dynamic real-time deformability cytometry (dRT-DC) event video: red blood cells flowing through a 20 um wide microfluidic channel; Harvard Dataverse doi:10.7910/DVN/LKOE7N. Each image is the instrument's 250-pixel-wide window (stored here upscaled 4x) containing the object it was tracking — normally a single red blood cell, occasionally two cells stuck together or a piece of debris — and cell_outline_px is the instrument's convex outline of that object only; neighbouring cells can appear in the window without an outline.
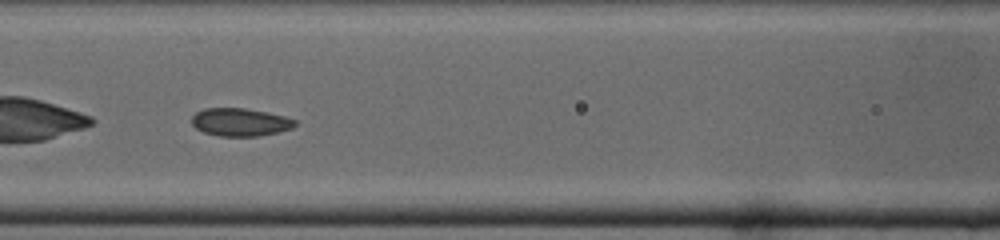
{"species": "common noctule bat (a hibernating species)", "species_latin": "Nyctalus noctula", "temperature_condition": "cold", "stored_images_in_passage": 42, "camera_frame_rate_fps": 3000, "um_per_image_px": 0.085, "animal": {"sex": "male", "body_mass_g": 19.0, "forearm_length_mm": 50.8}, "frame": {"image": 1, "passage_image": 17, "time_ms": 5.333, "image_size_px": [1000, 240], "cell_outline_px": [[296, 124], [288, 128], [276, 132], [256, 136], [220, 136], [204, 132], [196, 128], [192, 124], [192, 116], [196, 112], [208, 108], [240, 108], [264, 112], [284, 116], [296, 120]], "centroid_in_image_um": [20.36, 10.38], "position_along_channel_um": 146.2, "area_um2": 16.36}}
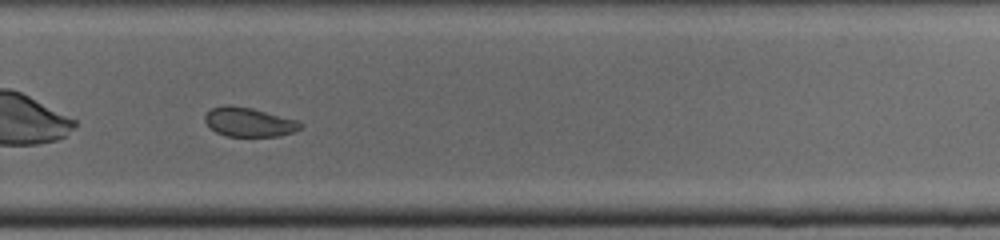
{"frame": {"image": 2, "passage_image": 27, "time_ms": 8.667, "image_size_px": [1000, 240], "cell_outline_px": [[300, 128], [292, 132], [276, 136], [228, 136], [216, 132], [204, 120], [204, 116], [212, 108], [248, 108], [296, 120], [300, 124]], "centroid_in_image_um": [21.16, 10.43], "position_along_channel_um": 308.6, "area_um2": 15.09}}
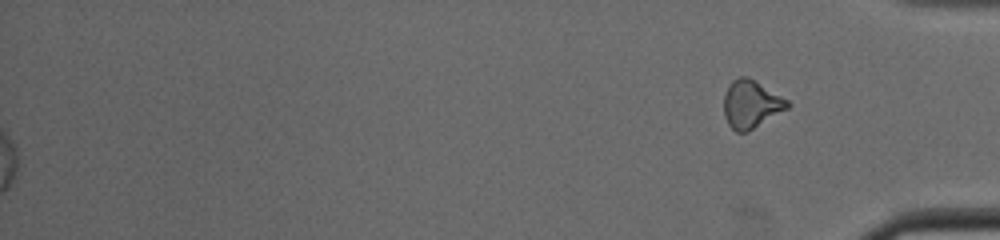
{"frame": {"image": 3, "passage_image": 42, "time_ms": 13.667, "image_size_px": [1000, 240], "cell_outline_px": [[788, 108], [752, 128], [744, 132], [736, 132], [728, 124], [724, 112], [724, 96], [732, 80], [740, 76], [744, 76], [752, 80], [788, 100]], "centroid_in_image_um": [63.8, 8.86], "position_along_channel_um": 371.4, "area_um2": 16.94}}